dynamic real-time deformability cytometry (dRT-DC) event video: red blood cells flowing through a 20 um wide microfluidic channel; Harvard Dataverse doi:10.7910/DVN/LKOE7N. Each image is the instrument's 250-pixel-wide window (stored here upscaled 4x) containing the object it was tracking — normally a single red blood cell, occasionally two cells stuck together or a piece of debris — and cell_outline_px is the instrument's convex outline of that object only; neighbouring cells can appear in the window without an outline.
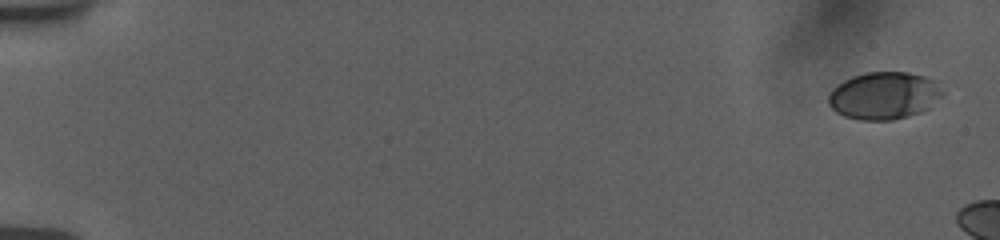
{"species": "human", "species_latin": "Homo sapiens", "temperature_condition": "room temperature", "stored_images_in_passage": 7, "camera_frame_rate_fps": 3000, "um_per_image_px": 0.085, "donor": {"sex": "female"}, "frame": {"image": 1, "passage_image": 1, "time_ms": 0.0, "image_size_px": [1000, 240], "cell_outline_px": [[944, 96], [932, 108], [908, 116], [892, 120], [860, 120], [844, 116], [836, 112], [828, 104], [828, 96], [832, 88], [836, 84], [852, 76], [864, 72], [908, 72], [924, 76], [936, 80], [944, 92]], "centroid_in_image_um": [75.18, 8.12], "position_along_channel_um": 9.8, "area_um2": 32.14}}